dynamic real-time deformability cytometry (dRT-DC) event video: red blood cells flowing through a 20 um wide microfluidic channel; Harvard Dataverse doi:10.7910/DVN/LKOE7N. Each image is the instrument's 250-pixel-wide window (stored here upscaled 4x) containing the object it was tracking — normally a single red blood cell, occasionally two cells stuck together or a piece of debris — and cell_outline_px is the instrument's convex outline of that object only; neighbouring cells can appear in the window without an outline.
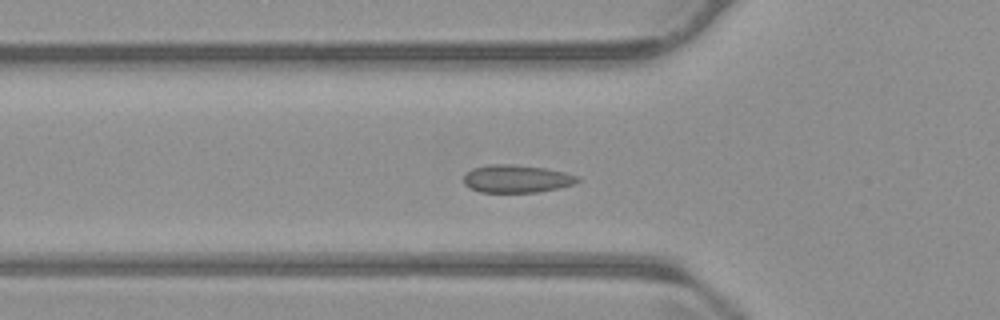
{"species": "common noctule bat (a hibernating species)", "species_latin": "Nyctalus noctula", "temperature_condition": "warm", "stored_images_in_passage": 57, "camera_frame_rate_fps": 3000, "um_per_image_px": 0.085, "animal": {"sex": "male", "body_mass_g": 23.1, "forearm_length_mm": 52.7}, "frame": {"image": 1, "passage_image": 19, "time_ms": 6.0, "image_size_px": [1000, 320], "cell_outline_px": [[580, 180], [572, 184], [540, 192], [480, 192], [468, 188], [464, 184], [464, 176], [472, 168], [488, 164], [512, 164], [544, 168], [564, 172], [576, 176]], "centroid_in_image_um": [43.85, 15.19], "position_along_channel_um": 82.0, "area_um2": 18.32}}
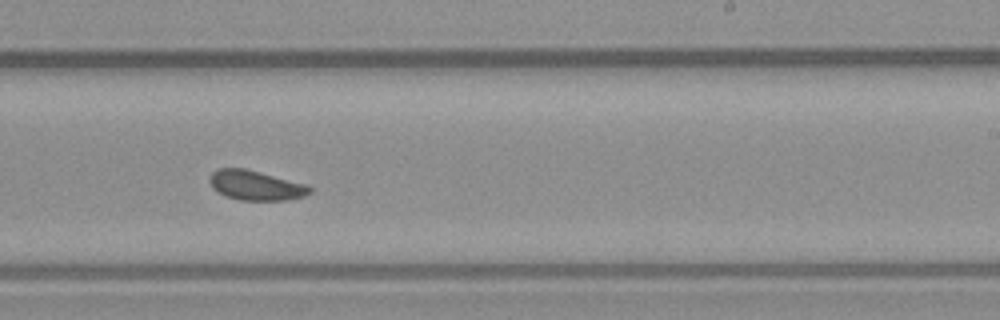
{"frame": {"image": 2, "passage_image": 34, "time_ms": 11.0, "image_size_px": [1000, 320], "cell_outline_px": [[312, 192], [304, 196], [288, 200], [240, 200], [228, 196], [212, 188], [208, 180], [212, 172], [216, 168], [244, 168], [308, 184], [312, 188]], "centroid_in_image_um": [21.76, 15.75], "position_along_channel_um": 267.2, "area_um2": 17.4}}
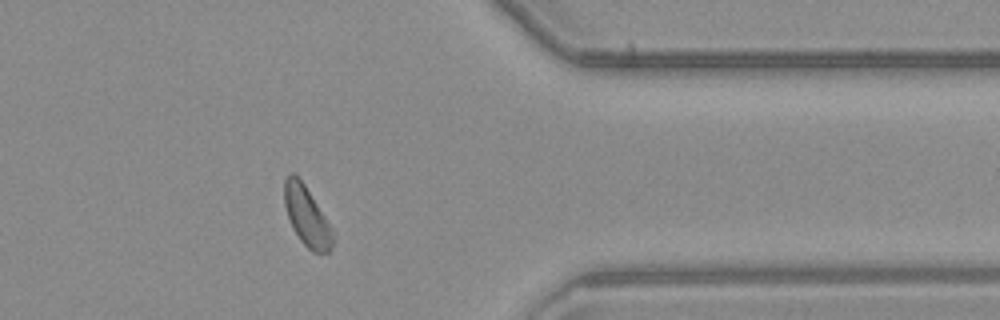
{"frame": {"image": 3, "passage_image": 45, "time_ms": 14.667, "image_size_px": [1000, 320], "cell_outline_px": [[336, 240], [332, 248], [328, 252], [312, 252], [300, 240], [288, 216], [284, 204], [284, 180], [288, 172], [292, 172], [304, 184], [324, 216]], "centroid_in_image_um": [26.07, 18.38], "position_along_channel_um": 385.3, "area_um2": 16.42}}